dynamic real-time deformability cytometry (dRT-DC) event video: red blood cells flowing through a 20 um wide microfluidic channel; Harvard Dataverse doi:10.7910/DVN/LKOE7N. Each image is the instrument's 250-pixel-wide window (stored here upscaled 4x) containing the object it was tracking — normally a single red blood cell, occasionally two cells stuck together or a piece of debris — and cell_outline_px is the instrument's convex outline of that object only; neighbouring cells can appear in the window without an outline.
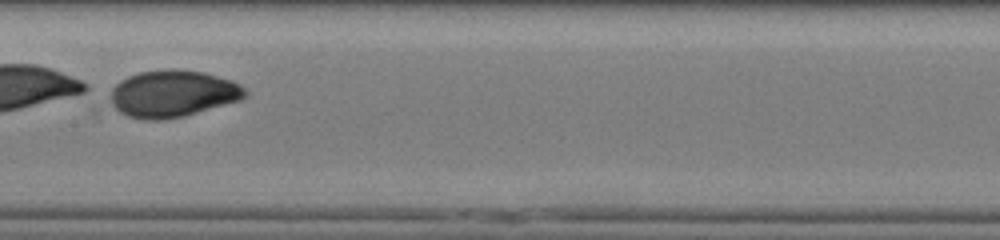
{"species": "human", "species_latin": "Homo sapiens", "temperature_condition": "cold", "stored_images_in_passage": 32, "camera_frame_rate_fps": 3000, "um_per_image_px": 0.085, "donor": {"sex": "male"}, "frame": {"image": 1, "passage_image": 17, "time_ms": 5.333, "image_size_px": [1000, 240], "cell_outline_px": [[248, 96], [240, 100], [184, 116], [164, 120], [144, 120], [128, 116], [120, 112], [112, 104], [108, 96], [112, 88], [120, 80], [128, 76], [140, 72], [172, 68], [204, 72], [232, 80], [240, 84], [248, 92]], "centroid_in_image_um": [14.68, 7.96], "position_along_channel_um": 192.7, "area_um2": 37.11}}
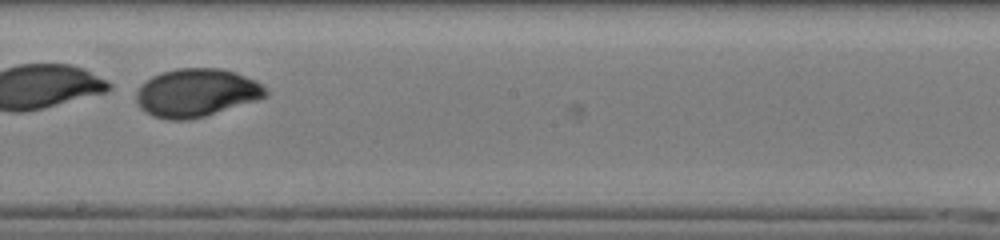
{"frame": {"image": 2, "passage_image": 20, "time_ms": 6.333, "image_size_px": [1000, 240], "cell_outline_px": [[268, 96], [256, 100], [204, 116], [188, 120], [168, 120], [152, 116], [140, 108], [136, 100], [136, 92], [140, 84], [152, 76], [160, 72], [176, 68], [220, 68], [236, 72], [256, 80], [268, 92]], "centroid_in_image_um": [16.66, 7.88], "position_along_channel_um": 231.5, "area_um2": 36.41}, "authors_computed_cell_mechanics": {"area_um2": 36.992, "velocity_mm_per_s": 3.8906, "shape_relaxation_time_tau1_ms": 2.4062, "shape_relaxation_time_tau2_ms": null, "deformation_change_tau1": 0.361, "deformation_change_tau2": null}}